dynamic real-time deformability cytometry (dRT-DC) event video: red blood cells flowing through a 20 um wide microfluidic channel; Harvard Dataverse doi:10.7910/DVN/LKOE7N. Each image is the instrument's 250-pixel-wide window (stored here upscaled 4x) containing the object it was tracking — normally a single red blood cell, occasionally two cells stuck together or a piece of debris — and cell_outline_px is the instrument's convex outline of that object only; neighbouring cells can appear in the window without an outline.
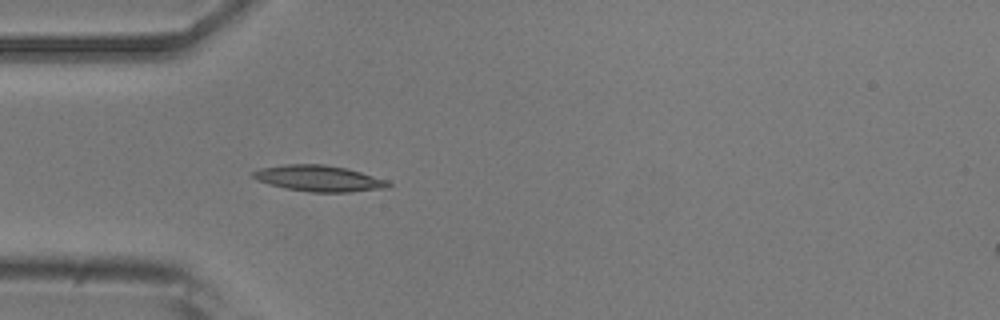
{"species": "common noctule bat (a hibernating species)", "species_latin": "Nyctalus noctula", "temperature_condition": "room temperature", "stored_images_in_passage": 5, "camera_frame_rate_fps": 3000, "um_per_image_px": 0.085, "animal": {"sex": "male", "body_mass_g": 20.5, "forearm_length_mm": 52.5}, "frame": {"image": 1, "passage_image": 5, "time_ms": 4.333, "image_size_px": [1000, 320], "cell_outline_px": [[392, 184], [388, 188], [348, 192], [308, 192], [284, 188], [268, 184], [256, 180], [252, 176], [252, 172], [260, 168], [284, 164], [324, 164], [348, 168], [388, 180]], "centroid_in_image_um": [27.11, 15.16], "position_along_channel_um": 57.9, "area_um2": 20.81}}